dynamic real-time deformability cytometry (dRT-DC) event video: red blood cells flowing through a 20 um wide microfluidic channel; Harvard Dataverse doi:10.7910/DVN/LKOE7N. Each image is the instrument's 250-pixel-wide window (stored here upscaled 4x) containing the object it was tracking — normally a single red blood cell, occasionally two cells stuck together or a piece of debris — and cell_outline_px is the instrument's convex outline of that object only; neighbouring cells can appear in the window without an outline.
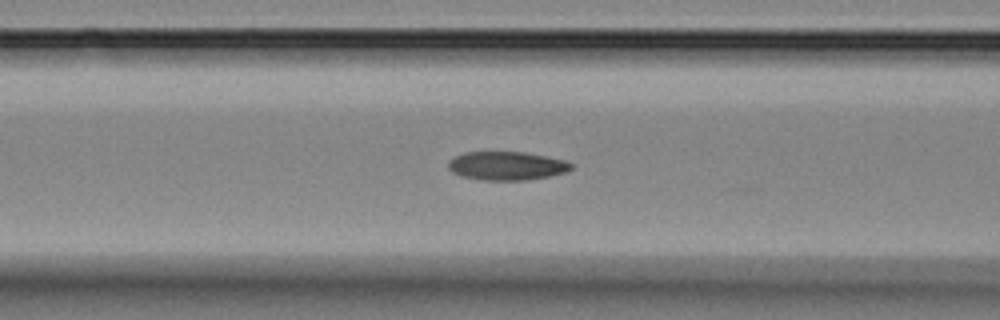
{"species": "Egyptian fruit bat (a non-hibernating species)", "species_latin": "Rousettus aegyptiacus", "temperature_condition": "room temperature", "stored_images_in_passage": 4, "camera_frame_rate_fps": 3000, "um_per_image_px": 0.085, "animal": {"sex": "female"}, "frame": {"image": 1, "passage_image": 4, "time_ms": 4.0, "image_size_px": [1000, 320], "cell_outline_px": [[572, 168], [568, 172], [548, 176], [524, 180], [484, 180], [460, 176], [452, 172], [448, 168], [448, 160], [464, 152], [524, 152], [548, 156], [568, 160], [572, 164]], "centroid_in_image_um": [43.09, 14.09], "position_along_channel_um": 123.5, "area_um2": 20.63}}